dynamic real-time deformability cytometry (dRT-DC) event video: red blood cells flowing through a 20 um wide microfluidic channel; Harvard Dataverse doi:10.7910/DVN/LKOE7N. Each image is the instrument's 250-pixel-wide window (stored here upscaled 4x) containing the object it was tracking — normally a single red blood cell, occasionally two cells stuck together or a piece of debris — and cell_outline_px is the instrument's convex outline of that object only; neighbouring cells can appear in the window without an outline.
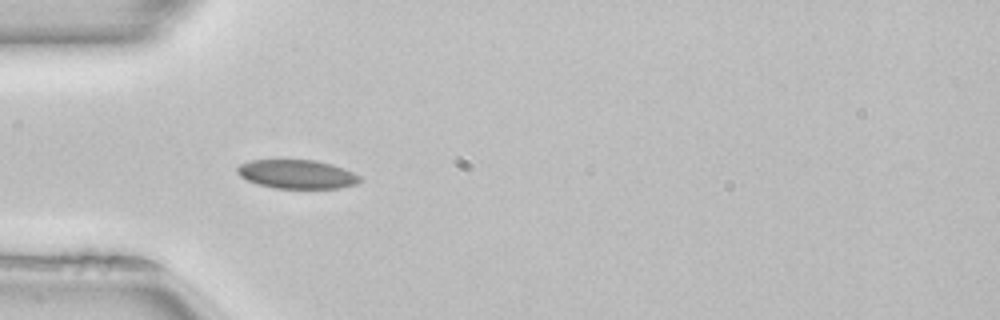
{"species": "common noctule bat (a hibernating species)", "species_latin": "Nyctalus noctula", "temperature_condition": "room temperature", "stored_images_in_passage": 50, "camera_frame_rate_fps": 3000, "um_per_image_px": 0.085, "animal": {"sex": "female", "body_mass_g": 22.7, "forearm_length_mm": 54.2}, "frame": {"image": 1, "passage_image": 15, "time_ms": 4.667, "image_size_px": [1000, 320], "cell_outline_px": [[364, 180], [356, 184], [340, 188], [276, 188], [260, 184], [248, 180], [240, 176], [236, 172], [236, 168], [240, 164], [248, 160], [316, 160], [332, 164], [344, 168], [360, 176]], "centroid_in_image_um": [25.26, 14.8], "position_along_channel_um": 59.7, "area_um2": 20.63}, "authors_computed_cell_mechanics": {"area_um2": 20.8369, "velocity_mm_per_s": 4.0067, "shape_relaxation_time_tau1_ms": null, "shape_relaxation_time_tau2_ms": 1.3252, "deformation_change_tau1": null, "deformation_change_tau2": 0.0596}}